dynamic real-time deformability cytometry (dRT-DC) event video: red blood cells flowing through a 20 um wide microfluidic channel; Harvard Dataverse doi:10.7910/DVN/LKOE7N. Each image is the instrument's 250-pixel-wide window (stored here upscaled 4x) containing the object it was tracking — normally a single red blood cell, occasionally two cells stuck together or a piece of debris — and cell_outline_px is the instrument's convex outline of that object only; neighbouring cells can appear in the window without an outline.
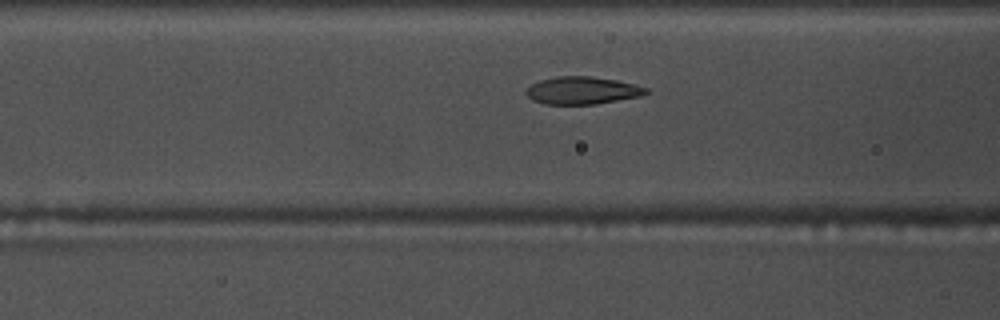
{"species": "common noctule bat (a hibernating species)", "species_latin": "Nyctalus noctula", "temperature_condition": "warm", "stored_images_in_passage": 9, "camera_frame_rate_fps": 3000, "um_per_image_px": 0.085, "animal": {"sex": "male", "body_mass_g": 17.5, "forearm_length_mm": 52.3}, "frame": {"image": 1, "passage_image": 7, "time_ms": 2.0, "image_size_px": [1000, 320], "cell_outline_px": [[648, 92], [640, 96], [596, 104], [544, 104], [532, 100], [524, 92], [532, 84], [540, 80], [556, 76], [588, 76], [616, 80], [648, 88]], "centroid_in_image_um": [49.46, 7.69], "position_along_channel_um": 117.1, "area_um2": 19.07}}